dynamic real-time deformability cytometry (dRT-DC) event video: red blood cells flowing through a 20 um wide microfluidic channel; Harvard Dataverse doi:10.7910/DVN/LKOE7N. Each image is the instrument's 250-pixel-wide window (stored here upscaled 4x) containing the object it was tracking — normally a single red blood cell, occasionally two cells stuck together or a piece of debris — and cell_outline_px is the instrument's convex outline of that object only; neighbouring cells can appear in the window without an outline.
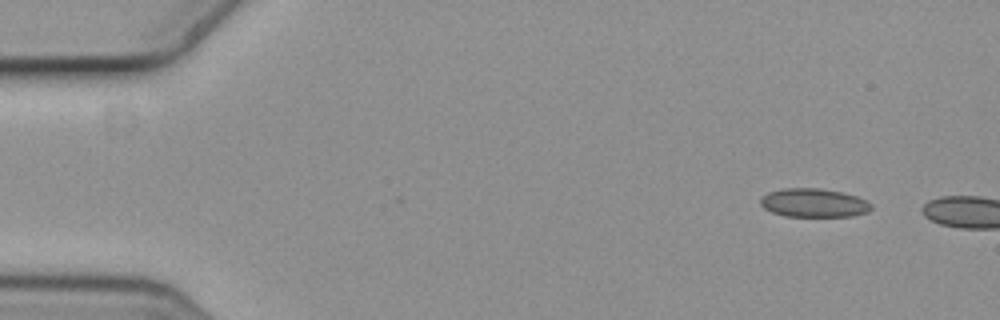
{"species": "common noctule bat (a hibernating species)", "species_latin": "Nyctalus noctula", "temperature_condition": "cold", "stored_images_in_passage": 2, "camera_frame_rate_fps": 3000, "um_per_image_px": 0.085, "animal": {"sex": "female", "body_mass_g": 19.3, "forearm_length_mm": 54.1}, "frame": {"image": 1, "passage_image": 1, "time_ms": 0.0, "image_size_px": [1000, 320], "cell_outline_px": [[872, 208], [868, 212], [852, 216], [784, 216], [772, 212], [764, 208], [760, 204], [760, 200], [768, 192], [784, 188], [820, 188], [840, 192], [856, 196], [872, 204]], "centroid_in_image_um": [69.16, 17.24], "position_along_channel_um": 15.8, "area_um2": 18.38}}